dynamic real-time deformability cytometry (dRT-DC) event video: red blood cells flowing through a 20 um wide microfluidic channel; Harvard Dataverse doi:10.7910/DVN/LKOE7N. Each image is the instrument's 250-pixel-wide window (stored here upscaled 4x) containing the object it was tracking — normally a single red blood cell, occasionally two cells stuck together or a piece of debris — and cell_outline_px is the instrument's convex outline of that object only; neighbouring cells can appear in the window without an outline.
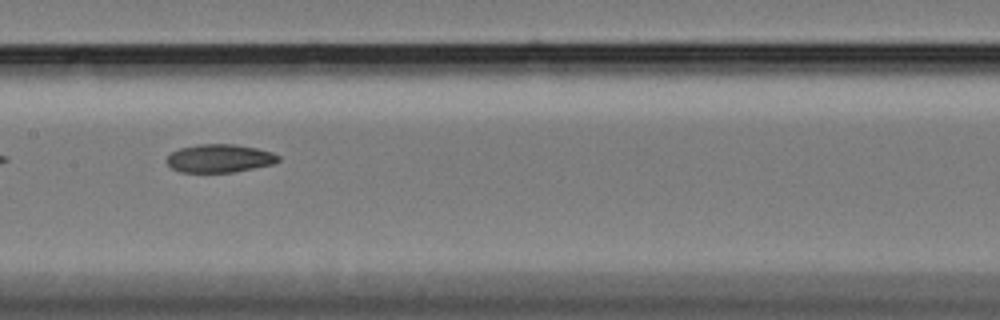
{"species": "Egyptian fruit bat (a non-hibernating species)", "species_latin": "Rousettus aegyptiacus", "temperature_condition": "cold", "stored_images_in_passage": 15, "camera_frame_rate_fps": 3000, "um_per_image_px": 0.085, "animal": {"sex": "female"}, "frame": {"image": 1, "passage_image": 11, "time_ms": 3.333, "image_size_px": [1000, 320], "cell_outline_px": [[280, 160], [272, 164], [232, 172], [180, 172], [172, 168], [164, 160], [172, 152], [180, 148], [196, 144], [236, 144], [256, 148], [272, 152], [280, 156]], "centroid_in_image_um": [18.64, 13.45], "position_along_channel_um": 188.8, "area_um2": 18.32}}